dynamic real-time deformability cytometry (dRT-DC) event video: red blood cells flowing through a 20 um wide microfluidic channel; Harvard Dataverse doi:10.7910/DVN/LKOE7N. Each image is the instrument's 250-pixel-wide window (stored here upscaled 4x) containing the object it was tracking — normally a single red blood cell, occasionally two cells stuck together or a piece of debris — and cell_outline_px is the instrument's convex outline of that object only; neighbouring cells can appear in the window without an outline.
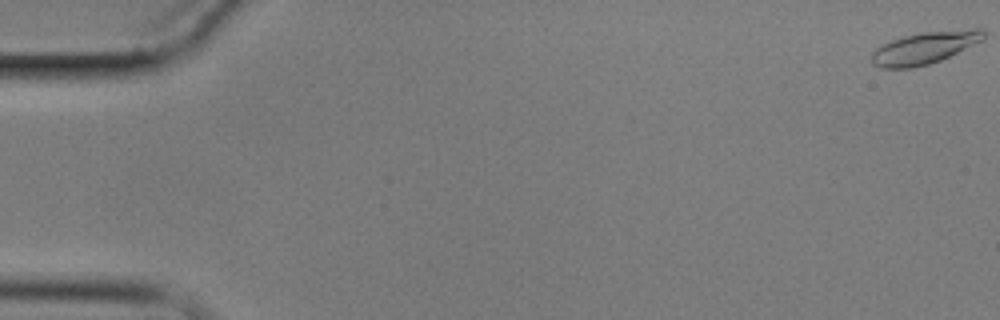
{"species": "common noctule bat (a hibernating species)", "species_latin": "Nyctalus noctula", "temperature_condition": "cold", "stored_images_in_passage": 5, "camera_frame_rate_fps": 3000, "um_per_image_px": 0.085, "animal": {"sex": "male", "body_mass_g": 17.9}, "frame": {"image": 1, "passage_image": 1, "time_ms": 0.0, "image_size_px": [1000, 320], "cell_outline_px": [[984, 40], [940, 60], [928, 64], [912, 68], [880, 68], [872, 64], [872, 52], [876, 48], [892, 40], [904, 36], [924, 32], [976, 28], [984, 28]], "centroid_in_image_um": [78.6, 4.06], "position_along_channel_um": 6.4, "area_um2": 20.81}}